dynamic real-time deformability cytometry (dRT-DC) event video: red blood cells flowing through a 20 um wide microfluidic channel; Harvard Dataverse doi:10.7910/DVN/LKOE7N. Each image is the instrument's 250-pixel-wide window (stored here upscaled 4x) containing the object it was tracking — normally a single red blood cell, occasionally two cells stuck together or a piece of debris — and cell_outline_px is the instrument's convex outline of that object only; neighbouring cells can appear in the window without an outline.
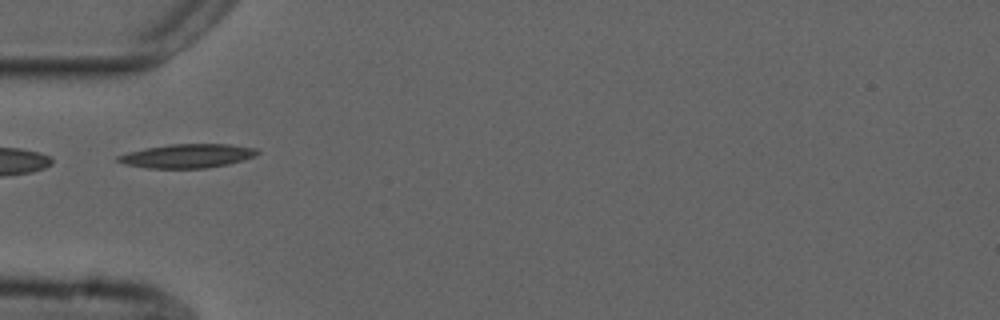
{"species": "common noctule bat (a hibernating species)", "species_latin": "Nyctalus noctula", "temperature_condition": "cold", "stored_images_in_passage": 37, "camera_frame_rate_fps": 3000, "um_per_image_px": 0.085, "animal": {"sex": "male", "forearm_length_mm": 52.5}, "frame": {"image": 1, "passage_image": 1, "time_ms": 0.0, "image_size_px": [1000, 320], "cell_outline_px": [[260, 152], [256, 156], [244, 160], [228, 164], [204, 168], [148, 168], [124, 164], [116, 160], [116, 156], [128, 152], [144, 148], [168, 144], [228, 144], [256, 148]], "centroid_in_image_um": [15.92, 13.25], "position_along_channel_um": 69.1, "area_um2": 19.48}}
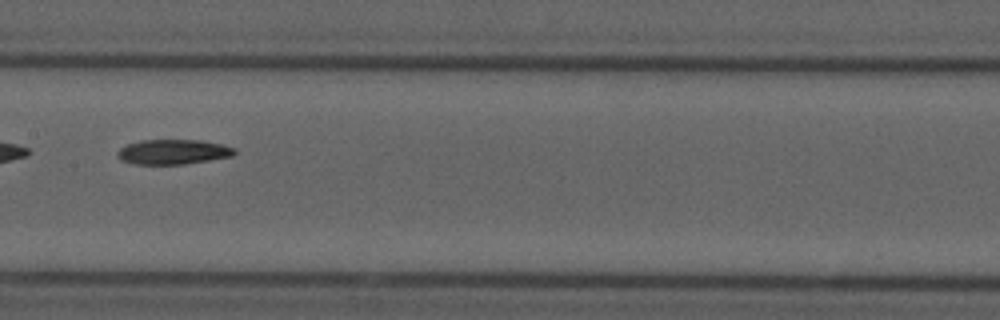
{"frame": {"image": 2, "passage_image": 11, "time_ms": 3.333, "image_size_px": [1000, 320], "cell_outline_px": [[236, 152], [232, 156], [184, 164], [132, 164], [120, 160], [116, 156], [116, 152], [120, 148], [128, 144], [140, 140], [200, 140], [220, 144], [236, 148]], "centroid_in_image_um": [14.67, 12.91], "position_along_channel_um": 192.7, "area_um2": 16.99}}